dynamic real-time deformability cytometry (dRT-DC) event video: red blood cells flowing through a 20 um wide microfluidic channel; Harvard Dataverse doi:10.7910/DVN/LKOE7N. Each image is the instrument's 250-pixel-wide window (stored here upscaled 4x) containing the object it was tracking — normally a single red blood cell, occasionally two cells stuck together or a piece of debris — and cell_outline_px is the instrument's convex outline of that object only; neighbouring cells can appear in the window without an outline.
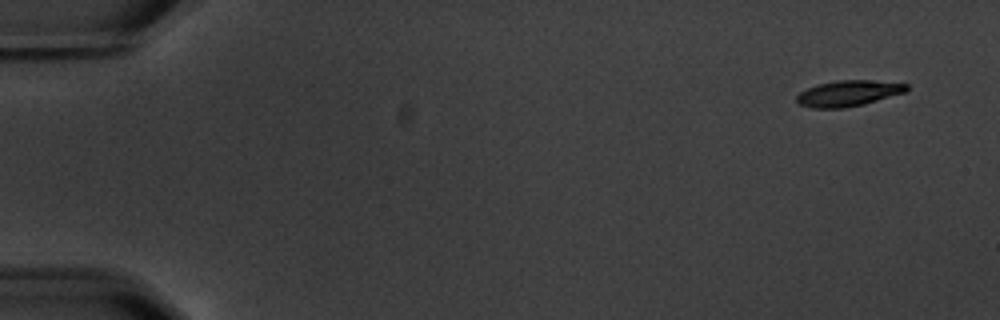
{"species": "common noctule bat (a hibernating species)", "species_latin": "Nyctalus noctula", "temperature_condition": "warm", "stored_images_in_passage": 14, "camera_frame_rate_fps": 3000, "um_per_image_px": 0.085, "animal": {"sex": "male", "body_mass_g": 20.1, "forearm_length_mm": 53.5}, "frame": {"image": 1, "passage_image": 1, "time_ms": 0.0, "image_size_px": [1000, 320], "cell_outline_px": [[908, 88], [904, 92], [864, 104], [844, 108], [812, 108], [800, 104], [796, 100], [796, 96], [800, 92], [816, 84], [840, 80], [868, 80], [908, 84]], "centroid_in_image_um": [72.07, 7.93], "position_along_channel_um": 12.9, "area_um2": 16.36}}
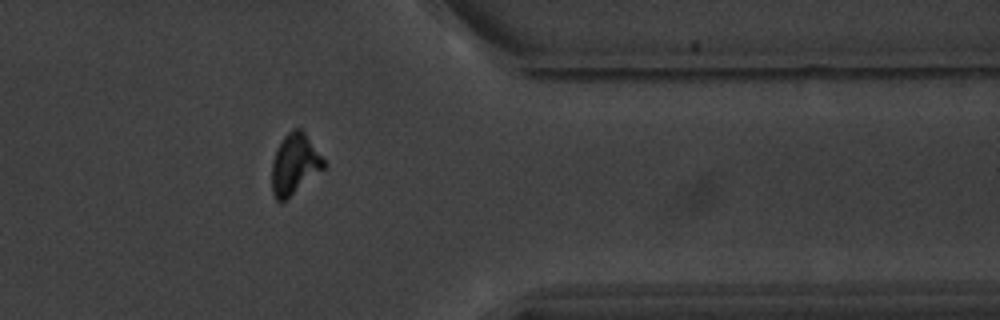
{"frame": {"image": 2, "passage_image": 12, "time_ms": 14.667, "image_size_px": [1000, 320], "cell_outline_px": [[328, 164], [324, 168], [280, 204], [276, 200], [272, 192], [272, 160], [276, 148], [284, 136], [292, 128], [300, 128], [304, 132]], "centroid_in_image_um": [25.03, 13.94], "position_along_channel_um": 386.4, "area_um2": 18.32}, "authors_computed_cell_mechanics": {"area_um2": 17.7735, "velocity_mm_per_s": 3.5271, "shape_relaxation_time_tau1_ms": 2.8708, "shape_relaxation_time_tau2_ms": 3.9006, "deformation_change_tau1": 0.1704, "deformation_change_tau2": 0.1186}}